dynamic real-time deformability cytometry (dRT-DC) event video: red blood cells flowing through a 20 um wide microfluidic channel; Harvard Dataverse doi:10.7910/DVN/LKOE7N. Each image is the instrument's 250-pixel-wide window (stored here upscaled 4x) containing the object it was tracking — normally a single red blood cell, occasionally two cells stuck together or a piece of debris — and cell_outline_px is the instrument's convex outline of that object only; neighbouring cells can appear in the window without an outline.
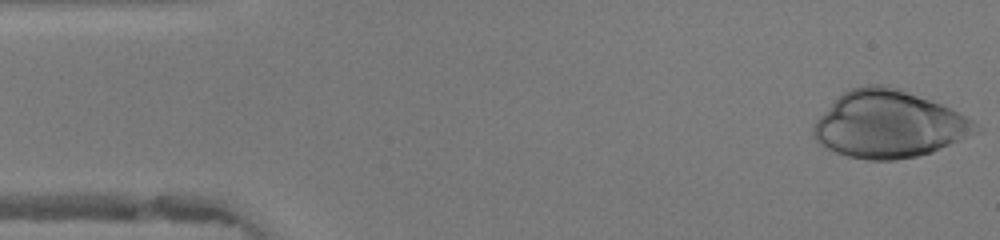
{"species": "human", "species_latin": "Homo sapiens", "temperature_condition": "warm", "stored_images_in_passage": 38, "camera_frame_rate_fps": 3000, "um_per_image_px": 0.085, "donor": {"sex": "female"}, "frame": {"image": 1, "passage_image": 1, "time_ms": 0.0, "image_size_px": [1000, 240], "cell_outline_px": [[972, 124], [964, 136], [932, 152], [916, 156], [896, 160], [868, 160], [848, 156], [824, 148], [816, 140], [812, 132], [812, 128], [816, 120], [844, 92], [852, 88], [864, 84], [888, 84], [900, 88], [940, 104], [972, 120]], "centroid_in_image_um": [75.41, 10.55], "position_along_channel_um": 9.6, "area_um2": 61.9}}
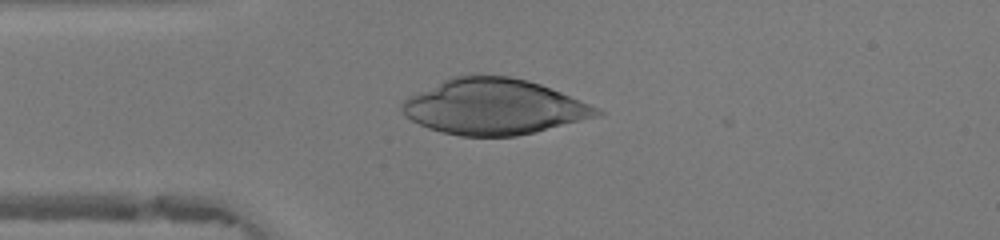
{"frame": {"image": 2, "passage_image": 11, "time_ms": 3.333, "image_size_px": [1000, 240], "cell_outline_px": [[608, 112], [600, 116], [536, 132], [516, 136], [460, 136], [440, 132], [428, 128], [404, 116], [400, 108], [400, 104], [404, 100], [452, 76], [472, 72], [508, 76], [528, 80], [540, 84], [600, 108]], "centroid_in_image_um": [42.01, 9.06], "position_along_channel_um": 43.0, "area_um2": 63.58}}